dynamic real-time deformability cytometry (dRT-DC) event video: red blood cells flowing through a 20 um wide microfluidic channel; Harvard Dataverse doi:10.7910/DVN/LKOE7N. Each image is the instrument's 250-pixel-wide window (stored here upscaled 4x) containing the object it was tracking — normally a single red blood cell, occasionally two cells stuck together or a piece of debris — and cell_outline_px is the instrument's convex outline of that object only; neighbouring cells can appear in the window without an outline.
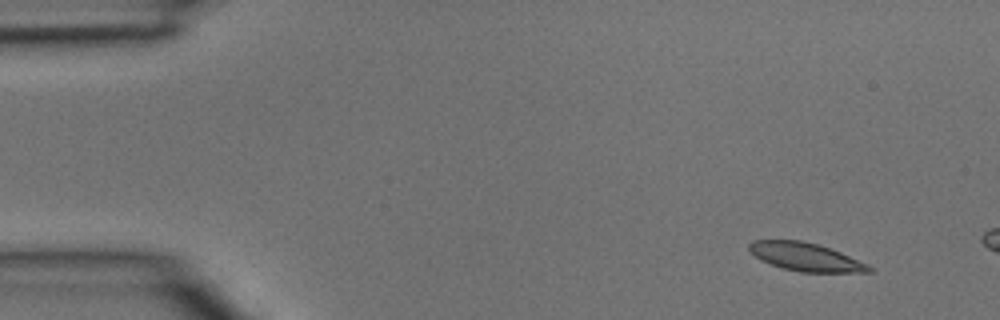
{"species": "common noctule bat (a hibernating species)", "species_latin": "Nyctalus noctula", "temperature_condition": "room temperature", "stored_images_in_passage": 3, "camera_frame_rate_fps": 3000, "um_per_image_px": 0.085, "animal": {"sex": "male", "body_mass_g": 15.6}, "frame": {"image": 1, "passage_image": 1, "time_ms": 0.0, "image_size_px": [1000, 320], "cell_outline_px": [[872, 272], [800, 272], [784, 268], [760, 260], [748, 248], [748, 244], [752, 240], [800, 240], [816, 244], [840, 252], [868, 264], [872, 268]], "centroid_in_image_um": [68.47, 21.83], "position_along_channel_um": 16.5, "area_um2": 19.42}}